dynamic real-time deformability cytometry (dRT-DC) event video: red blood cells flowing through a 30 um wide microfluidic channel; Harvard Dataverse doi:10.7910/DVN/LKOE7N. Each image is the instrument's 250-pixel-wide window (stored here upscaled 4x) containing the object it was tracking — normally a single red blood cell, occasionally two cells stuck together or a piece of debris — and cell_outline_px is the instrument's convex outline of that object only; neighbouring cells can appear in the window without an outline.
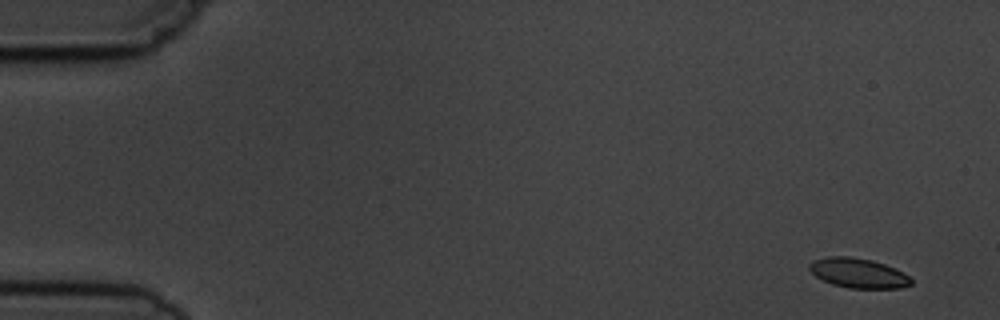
{"species": "common noctule bat (a hibernating species)", "species_latin": "Nyctalus noctula", "temperature_condition": "cold", "stored_images_in_passage": 5, "camera_frame_rate_fps": 3000, "um_per_image_px": 0.085, "animal": {"sex": "male", "body_mass_g": 19.5, "forearm_length_mm": 54.6}, "frame": {"image": 1, "passage_image": 1, "time_ms": 0.0, "image_size_px": [1000, 320], "cell_outline_px": [[912, 284], [900, 288], [848, 288], [832, 284], [816, 276], [808, 268], [808, 264], [812, 260], [828, 256], [852, 256], [872, 260], [884, 264], [908, 276], [912, 280]], "centroid_in_image_um": [72.91, 23.2], "position_along_channel_um": 12.1, "area_um2": 17.51}}